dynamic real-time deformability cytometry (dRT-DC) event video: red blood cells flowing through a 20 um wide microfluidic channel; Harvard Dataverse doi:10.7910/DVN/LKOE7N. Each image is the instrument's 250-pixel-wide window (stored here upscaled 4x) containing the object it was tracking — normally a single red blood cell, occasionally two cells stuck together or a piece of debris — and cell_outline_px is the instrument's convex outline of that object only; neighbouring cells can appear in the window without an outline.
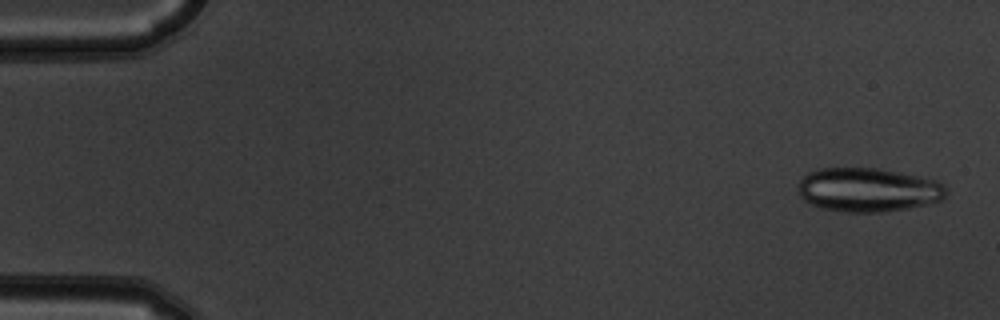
{"species": "common noctule bat (a hibernating species)", "species_latin": "Nyctalus noctula", "temperature_condition": "warm", "stored_images_in_passage": 5, "camera_frame_rate_fps": 3000, "um_per_image_px": 0.085, "animal": {"sex": "male", "body_mass_g": 19.5, "forearm_length_mm": 54.6}, "frame": {"image": 1, "passage_image": 1, "time_ms": 0.0, "image_size_px": [1000, 320], "cell_outline_px": [[948, 192], [944, 200], [928, 204], [908, 208], [884, 212], [848, 212], [820, 208], [808, 204], [800, 196], [800, 180], [808, 172], [816, 168], [880, 168], [940, 180], [944, 184]], "centroid_in_image_um": [73.84, 16.13], "position_along_channel_um": 11.2, "area_um2": 38.44}}